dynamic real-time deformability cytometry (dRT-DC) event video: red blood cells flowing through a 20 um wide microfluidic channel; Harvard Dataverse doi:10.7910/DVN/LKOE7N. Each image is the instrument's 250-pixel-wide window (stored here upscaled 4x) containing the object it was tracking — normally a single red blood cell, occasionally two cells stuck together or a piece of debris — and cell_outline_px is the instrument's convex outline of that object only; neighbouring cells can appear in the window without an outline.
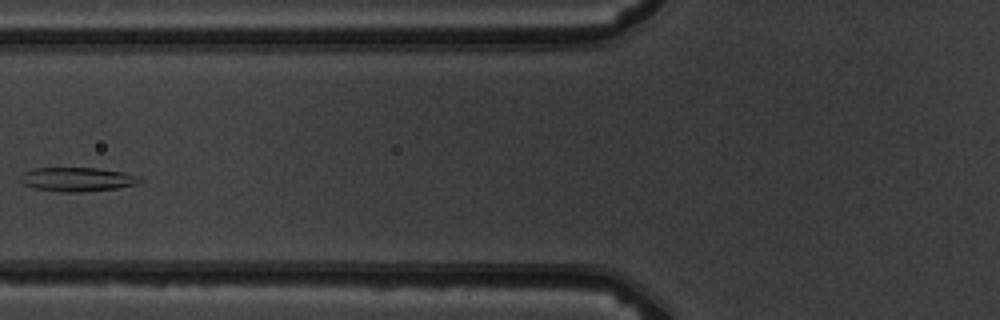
{"species": "common noctule bat (a hibernating species)", "species_latin": "Nyctalus noctula", "temperature_condition": "warm", "stored_images_in_passage": 6, "camera_frame_rate_fps": 3000, "um_per_image_px": 0.085, "animal": {"sex": "male", "body_mass_g": 19.5, "forearm_length_mm": 54.6}, "frame": {"image": 1, "passage_image": 5, "time_ms": 4.667, "image_size_px": [1000, 320], "cell_outline_px": [[144, 180], [136, 184], [116, 188], [84, 192], [60, 192], [36, 188], [24, 184], [20, 180], [20, 176], [24, 172], [32, 168], [96, 168], [124, 172], [136, 176]], "centroid_in_image_um": [6.56, 15.24], "position_along_channel_um": 119.2, "area_um2": 16.65}}
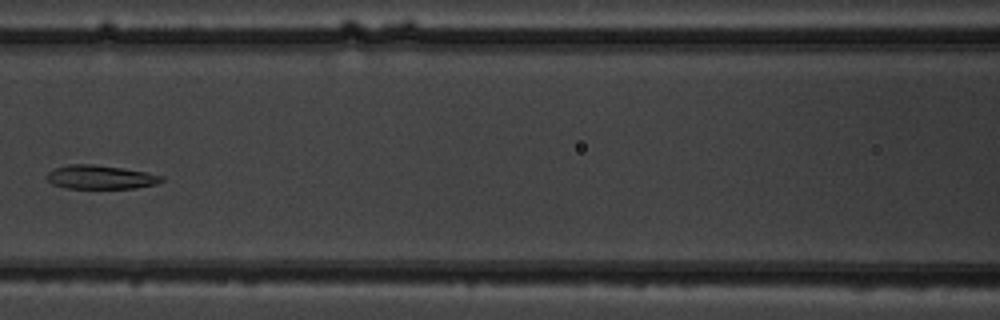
{"frame": {"image": 2, "passage_image": 6, "time_ms": 5.667, "image_size_px": [1000, 320], "cell_outline_px": [[164, 180], [156, 184], [136, 188], [68, 188], [52, 184], [44, 176], [52, 168], [68, 164], [92, 164], [120, 168], [144, 172], [164, 176]], "centroid_in_image_um": [8.49, 15.05], "position_along_channel_um": 158.1, "area_um2": 15.9}}